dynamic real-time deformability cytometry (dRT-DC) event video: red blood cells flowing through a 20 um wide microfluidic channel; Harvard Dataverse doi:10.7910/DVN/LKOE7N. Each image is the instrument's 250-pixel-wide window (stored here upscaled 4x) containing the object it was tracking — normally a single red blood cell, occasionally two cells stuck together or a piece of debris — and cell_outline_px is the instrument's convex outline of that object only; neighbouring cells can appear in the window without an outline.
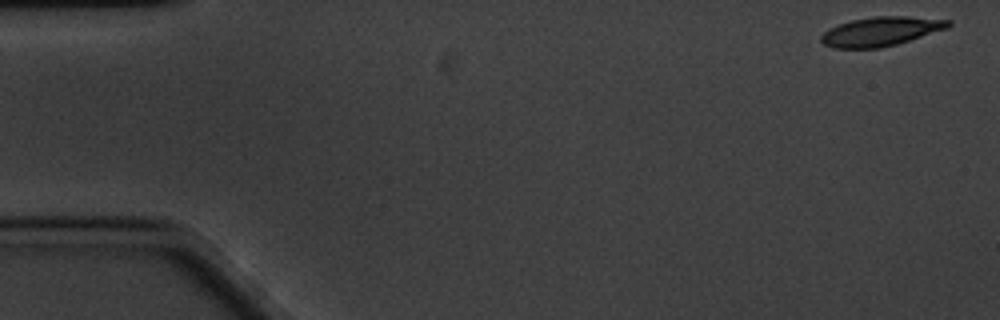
{"species": "common noctule bat (a hibernating species)", "species_latin": "Nyctalus noctula", "temperature_condition": "cold", "stored_images_in_passage": 59, "camera_frame_rate_fps": 3000, "um_per_image_px": 0.085, "animal": {"sex": "male", "body_mass_g": 20.1, "forearm_length_mm": 53.5}, "frame": {"image": 1, "passage_image": 1, "time_ms": 0.0, "image_size_px": [1000, 320], "cell_outline_px": [[952, 24], [948, 28], [896, 44], [880, 48], [832, 48], [824, 44], [820, 40], [820, 36], [828, 28], [852, 20], [872, 16], [908, 16], [952, 20]], "centroid_in_image_um": [74.87, 2.66], "position_along_channel_um": 10.1, "area_um2": 21.62}}
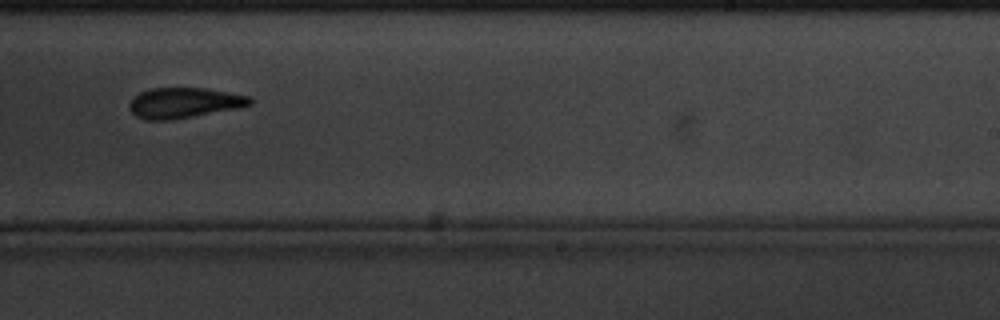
{"frame": {"image": 2, "passage_image": 36, "time_ms": 11.667, "image_size_px": [1000, 320], "cell_outline_px": [[252, 104], [240, 108], [172, 120], [144, 120], [136, 116], [128, 108], [128, 104], [132, 96], [148, 88], [204, 88], [228, 92], [248, 96], [252, 100]], "centroid_in_image_um": [15.6, 8.74], "position_along_channel_um": 273.4, "area_um2": 21.62}}
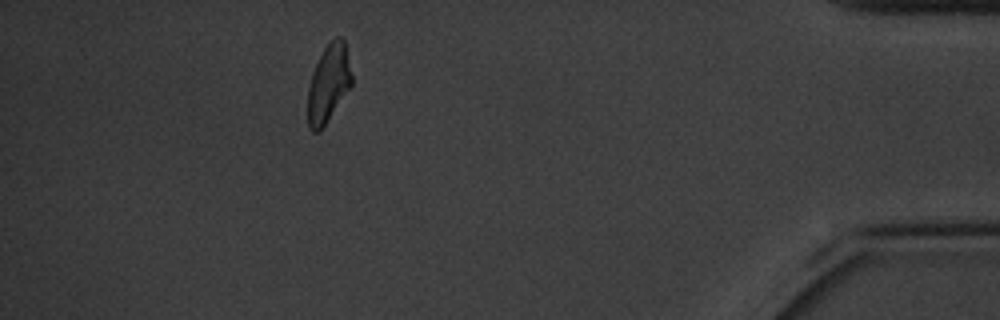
{"frame": {"image": 3, "passage_image": 53, "time_ms": 17.333, "image_size_px": [1000, 320], "cell_outline_px": [[352, 84], [320, 132], [312, 132], [308, 128], [308, 88], [312, 72], [324, 48], [336, 36], [340, 36], [344, 40], [352, 72]], "centroid_in_image_um": [27.92, 7.11], "position_along_channel_um": 407.3, "area_um2": 19.83}, "authors_computed_cell_mechanics": {"area_um2": 21.7328, "velocity_mm_per_s": 3.2867, "shape_relaxation_time_tau1_ms": 4.0755, "shape_relaxation_time_tau2_ms": 10.886, "deformation_change_tau1": 0.1273, "deformation_change_tau2": 0.2103}}